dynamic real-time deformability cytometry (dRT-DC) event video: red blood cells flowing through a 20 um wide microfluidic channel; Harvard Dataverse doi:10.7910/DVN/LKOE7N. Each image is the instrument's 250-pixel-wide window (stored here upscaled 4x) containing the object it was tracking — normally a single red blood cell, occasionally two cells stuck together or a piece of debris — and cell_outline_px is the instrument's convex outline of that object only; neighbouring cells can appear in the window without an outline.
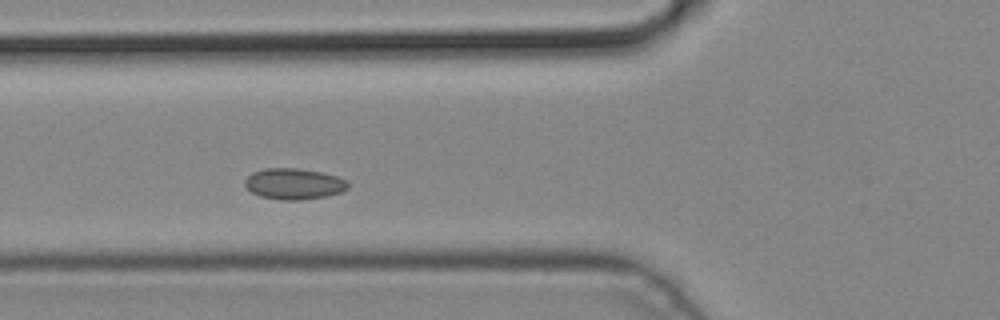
{"species": "common noctule bat (a hibernating species)", "species_latin": "Nyctalus noctula", "temperature_condition": "cold", "stored_images_in_passage": 2, "camera_frame_rate_fps": 3000, "um_per_image_px": 0.085, "animal": {"sex": "male", "body_mass_g": 19.2, "forearm_length_mm": 51.8}, "frame": {"image": 1, "passage_image": 2, "time_ms": 0.333, "image_size_px": [1000, 320], "cell_outline_px": [[348, 188], [340, 192], [328, 196], [300, 200], [280, 200], [260, 196], [252, 192], [244, 184], [244, 180], [252, 172], [264, 168], [296, 168], [324, 172], [348, 180]], "centroid_in_image_um": [24.99, 15.62], "position_along_channel_um": 100.8, "area_um2": 18.79}}